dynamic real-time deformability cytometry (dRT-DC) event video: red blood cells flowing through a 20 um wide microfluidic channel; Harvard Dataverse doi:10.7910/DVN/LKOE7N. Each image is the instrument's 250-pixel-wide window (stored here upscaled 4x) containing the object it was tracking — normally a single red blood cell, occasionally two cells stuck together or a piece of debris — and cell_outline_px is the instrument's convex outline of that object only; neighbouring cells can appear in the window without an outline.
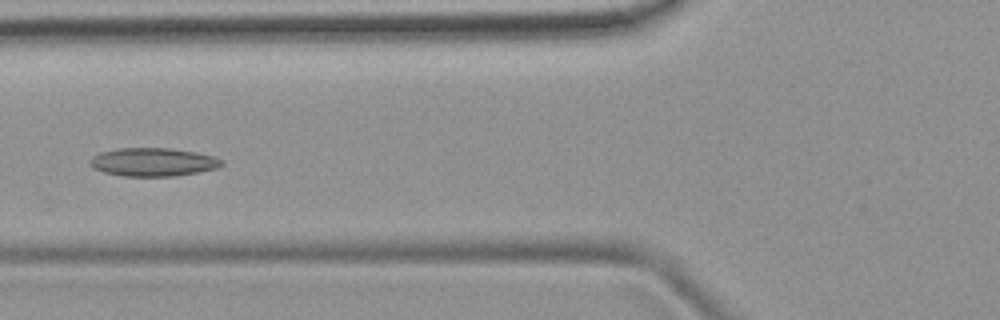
{"species": "common noctule bat (a hibernating species)", "species_latin": "Nyctalus noctula", "temperature_condition": "room temperature", "stored_images_in_passage": 8, "camera_frame_rate_fps": 3000, "um_per_image_px": 0.085, "animal": {"sex": "female", "body_mass_g": 19.9}, "frame": {"image": 1, "passage_image": 5, "time_ms": 5.333, "image_size_px": [1000, 320], "cell_outline_px": [[224, 164], [216, 168], [196, 172], [172, 176], [124, 176], [104, 172], [92, 168], [88, 164], [88, 160], [92, 156], [100, 152], [116, 148], [172, 148], [196, 152], [216, 156], [224, 160]], "centroid_in_image_um": [12.99, 13.76], "position_along_channel_um": 112.8, "area_um2": 21.96}}
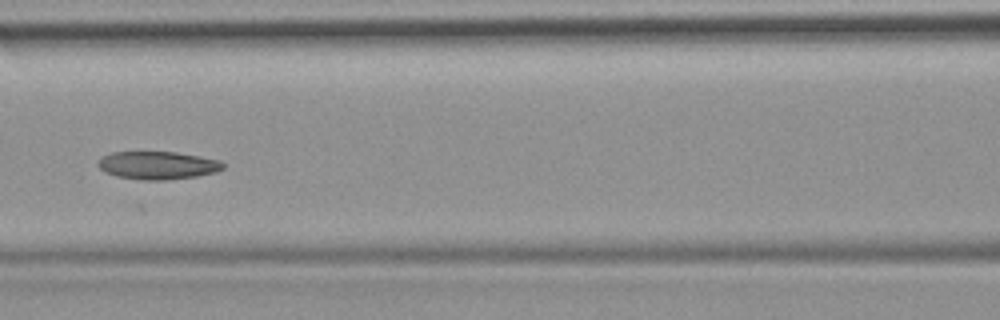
{"frame": {"image": 2, "passage_image": 6, "time_ms": 6.333, "image_size_px": [1000, 320], "cell_outline_px": [[224, 168], [216, 172], [196, 176], [168, 180], [140, 180], [116, 176], [104, 172], [96, 164], [100, 156], [112, 152], [176, 152], [200, 156], [220, 160], [224, 164]], "centroid_in_image_um": [13.37, 14.05], "position_along_channel_um": 153.2, "area_um2": 20.58}}